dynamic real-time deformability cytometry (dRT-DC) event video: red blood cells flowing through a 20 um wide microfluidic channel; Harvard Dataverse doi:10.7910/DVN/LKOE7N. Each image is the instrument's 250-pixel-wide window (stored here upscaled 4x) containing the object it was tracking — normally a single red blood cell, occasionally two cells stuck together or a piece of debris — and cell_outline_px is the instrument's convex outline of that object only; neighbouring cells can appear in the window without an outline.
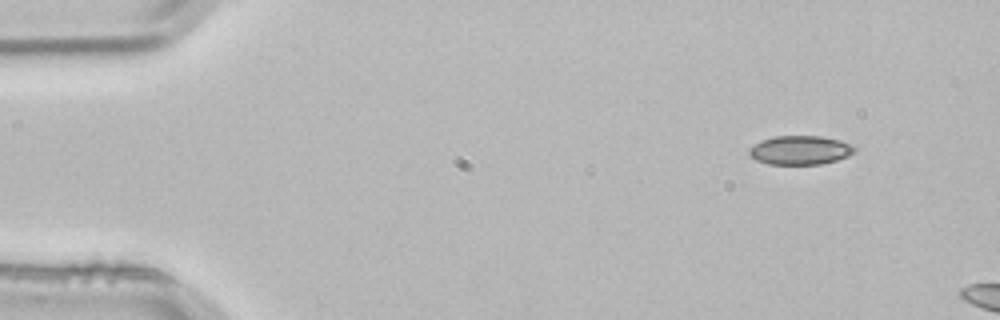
{"species": "common noctule bat (a hibernating species)", "species_latin": "Nyctalus noctula", "temperature_condition": "room temperature", "stored_images_in_passage": 2, "camera_frame_rate_fps": 3000, "um_per_image_px": 0.085, "animal": {"sex": "male", "body_mass_g": 21.5, "forearm_length_mm": 52.0}, "frame": {"image": 1, "passage_image": 1, "time_ms": 0.0, "image_size_px": [1000, 320], "cell_outline_px": [[856, 152], [848, 156], [836, 160], [820, 164], [768, 164], [756, 160], [748, 156], [748, 148], [760, 140], [776, 136], [820, 136], [840, 140], [852, 144], [856, 148]], "centroid_in_image_um": [68.0, 12.76], "position_along_channel_um": 17.0, "area_um2": 17.98}}